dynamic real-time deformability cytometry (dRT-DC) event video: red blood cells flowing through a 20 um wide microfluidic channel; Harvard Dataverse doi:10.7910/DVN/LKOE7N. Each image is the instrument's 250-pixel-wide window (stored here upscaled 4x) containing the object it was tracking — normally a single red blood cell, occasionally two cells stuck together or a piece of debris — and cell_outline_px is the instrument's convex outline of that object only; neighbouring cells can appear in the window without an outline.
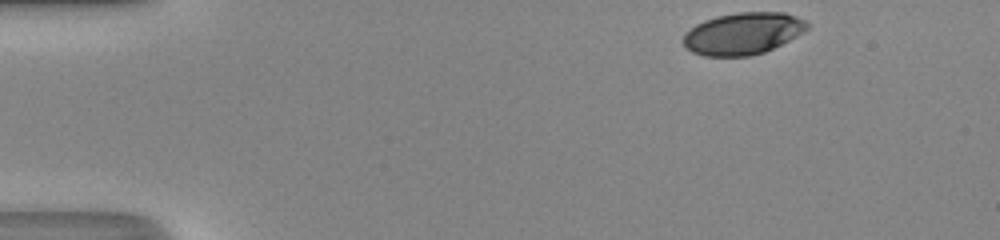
{"species": "human", "species_latin": "Homo sapiens", "temperature_condition": "room temperature", "stored_images_in_passage": 38, "camera_frame_rate_fps": 3000, "um_per_image_px": 0.085, "donor": {"sex": "male"}, "frame": {"image": 1, "passage_image": 1, "time_ms": 0.0, "image_size_px": [1000, 240], "cell_outline_px": [[812, 24], [804, 32], [764, 52], [752, 56], [704, 56], [692, 52], [684, 48], [684, 32], [696, 24], [704, 20], [720, 16], [740, 12], [784, 12], [796, 16]], "centroid_in_image_um": [63.15, 2.85], "position_along_channel_um": 21.9, "area_um2": 30.29}}
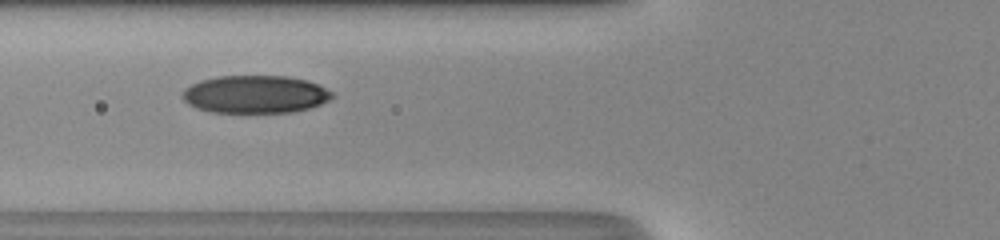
{"frame": {"image": 2, "passage_image": 14, "time_ms": 4.333, "image_size_px": [1000, 240], "cell_outline_px": [[336, 96], [320, 104], [308, 108], [292, 112], [212, 112], [196, 108], [188, 104], [180, 96], [184, 88], [200, 80], [216, 76], [288, 76], [308, 80], [332, 92]], "centroid_in_image_um": [21.66, 8.01], "position_along_channel_um": 104.1, "area_um2": 33.0}}
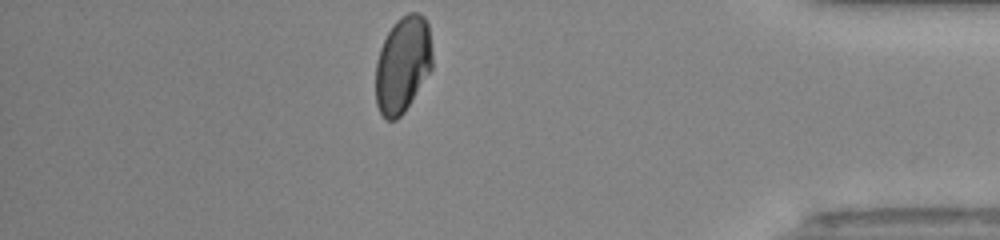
{"frame": {"image": 3, "passage_image": 37, "time_ms": 12.0, "image_size_px": [1000, 240], "cell_outline_px": [[432, 68], [404, 112], [396, 120], [384, 120], [376, 104], [376, 60], [380, 48], [392, 24], [400, 16], [408, 12], [416, 12], [424, 16], [428, 24], [432, 52]], "centroid_in_image_um": [34.22, 5.47], "position_along_channel_um": 401.0, "area_um2": 31.96}, "authors_computed_cell_mechanics": {"area_um2": 32.5125, "velocity_mm_per_s": 4.346, "shape_relaxation_time_tau1_ms": 4.6926, "shape_relaxation_time_tau2_ms": 2.2627, "deformation_change_tau1": 0.1536, "deformation_change_tau2": 0.0483}}